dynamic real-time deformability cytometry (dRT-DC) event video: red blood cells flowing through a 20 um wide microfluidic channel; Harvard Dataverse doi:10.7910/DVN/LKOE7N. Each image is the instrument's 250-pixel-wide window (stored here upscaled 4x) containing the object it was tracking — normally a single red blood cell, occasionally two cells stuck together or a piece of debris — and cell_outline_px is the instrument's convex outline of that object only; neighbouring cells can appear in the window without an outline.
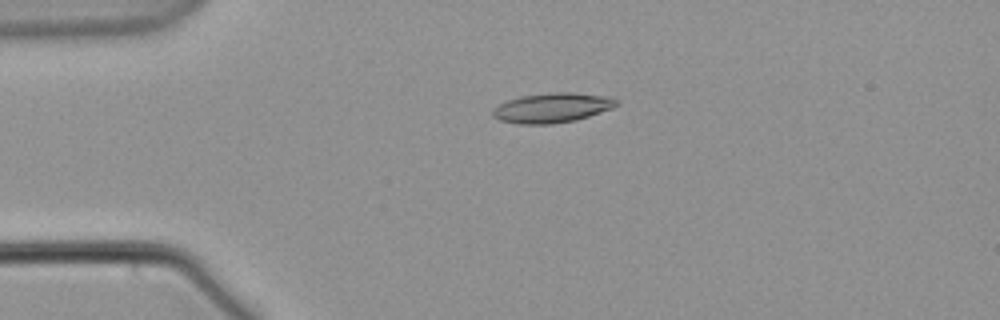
{"species": "common noctule bat (a hibernating species)", "species_latin": "Nyctalus noctula", "temperature_condition": "warm", "stored_images_in_passage": 58, "camera_frame_rate_fps": 3000, "um_per_image_px": 0.085, "animal": {"sex": "male", "body_mass_g": 21.5, "forearm_length_mm": 52.0}, "frame": {"image": 1, "passage_image": 14, "time_ms": 4.333, "image_size_px": [1000, 320], "cell_outline_px": [[620, 104], [612, 108], [576, 120], [552, 124], [520, 124], [500, 120], [492, 116], [492, 112], [500, 104], [508, 100], [520, 96], [552, 92], [572, 92], [612, 96], [620, 100]], "centroid_in_image_um": [47.0, 9.15], "position_along_channel_um": 38.0, "area_um2": 21.56}}
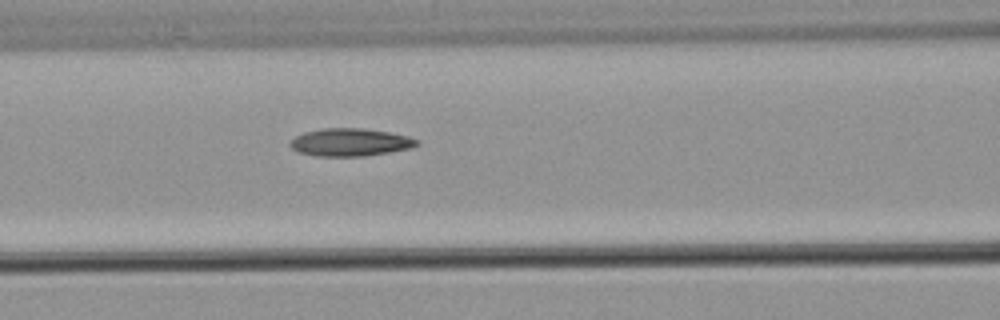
{"frame": {"image": 2, "passage_image": 25, "time_ms": 8.0, "image_size_px": [1000, 320], "cell_outline_px": [[420, 144], [412, 148], [364, 156], [316, 156], [296, 152], [288, 144], [296, 136], [304, 132], [324, 128], [360, 128], [388, 132], [408, 136], [420, 140]], "centroid_in_image_um": [29.77, 12.1], "position_along_channel_um": 136.8, "area_um2": 20.52}}
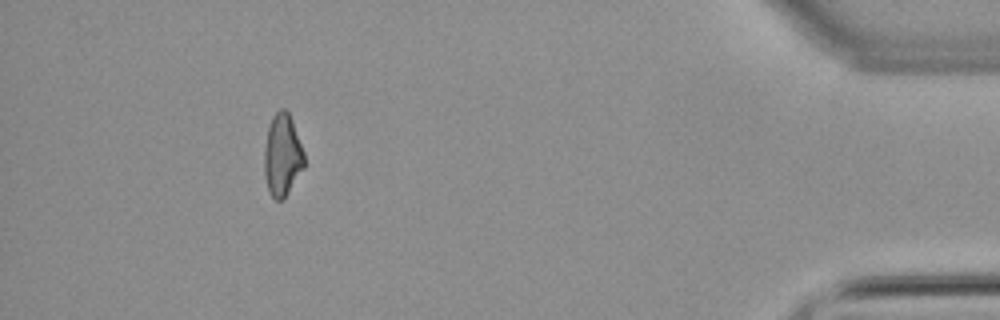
{"frame": {"image": 3, "passage_image": 53, "time_ms": 17.333, "image_size_px": [1000, 320], "cell_outline_px": [[304, 168], [288, 192], [280, 200], [276, 200], [272, 196], [268, 188], [264, 176], [264, 148], [268, 128], [272, 116], [280, 108], [284, 108], [288, 112], [292, 120], [304, 152]], "centroid_in_image_um": [23.99, 13.16], "position_along_channel_um": 411.2, "area_um2": 19.02}}